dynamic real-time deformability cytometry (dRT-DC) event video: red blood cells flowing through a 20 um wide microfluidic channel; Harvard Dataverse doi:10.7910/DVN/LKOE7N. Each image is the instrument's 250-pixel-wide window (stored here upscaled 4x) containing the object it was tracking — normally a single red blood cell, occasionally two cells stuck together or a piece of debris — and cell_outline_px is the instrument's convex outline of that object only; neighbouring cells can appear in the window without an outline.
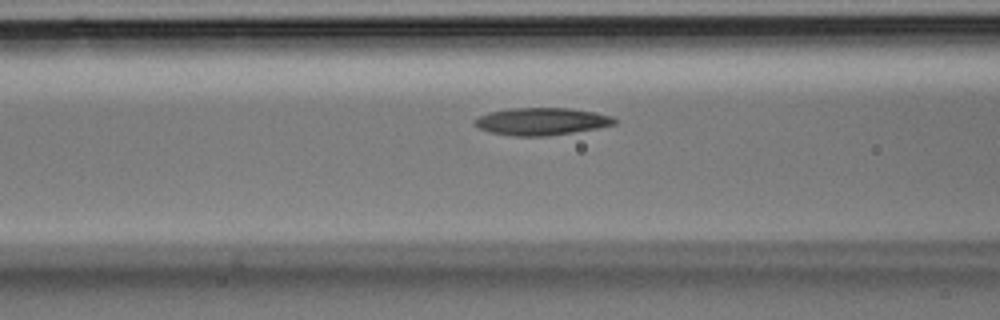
{"species": "Egyptian fruit bat (a non-hibernating species)", "species_latin": "Rousettus aegyptiacus", "temperature_condition": "room temperature", "stored_images_in_passage": 26, "camera_frame_rate_fps": 3000, "um_per_image_px": 0.085, "animal": {"sex": "male"}, "frame": {"image": 1, "passage_image": 9, "time_ms": 2.667, "image_size_px": [1000, 320], "cell_outline_px": [[616, 124], [596, 128], [548, 136], [512, 136], [492, 132], [480, 128], [472, 124], [472, 120], [488, 112], [508, 108], [568, 108], [596, 112], [612, 116], [616, 120]], "centroid_in_image_um": [46.0, 10.31], "position_along_channel_um": 120.6, "area_um2": 22.31}}
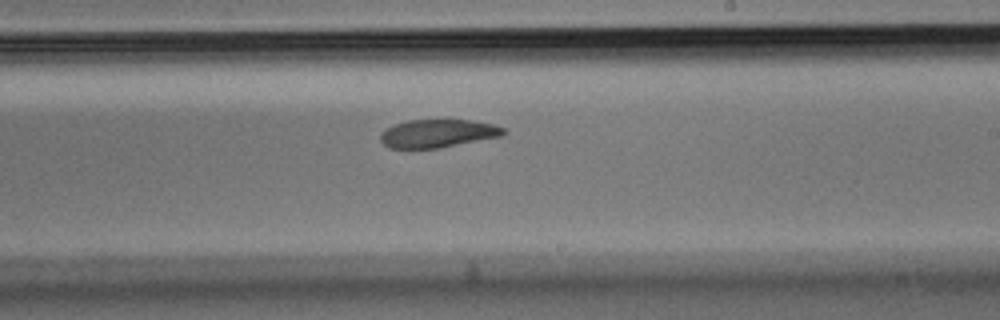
{"frame": {"image": 2, "passage_image": 16, "time_ms": 5.0, "image_size_px": [1000, 320], "cell_outline_px": [[508, 132], [504, 136], [440, 148], [388, 148], [380, 140], [380, 132], [396, 124], [408, 120], [472, 120], [492, 124], [504, 128]], "centroid_in_image_um": [37.25, 11.35], "position_along_channel_um": 251.7, "area_um2": 20.29}}
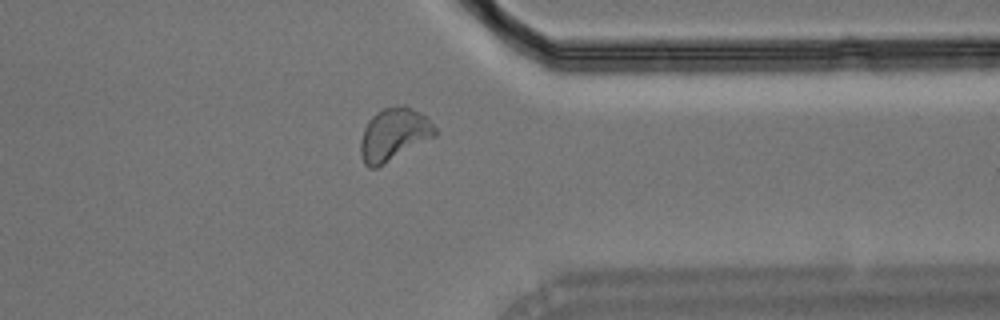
{"frame": {"image": 3, "passage_image": 23, "time_ms": 7.333, "image_size_px": [1000, 320], "cell_outline_px": [[440, 132], [436, 136], [384, 164], [376, 168], [368, 168], [364, 164], [360, 156], [360, 140], [364, 128], [368, 120], [376, 112], [384, 108], [400, 104], [404, 104], [420, 112]], "centroid_in_image_um": [33.47, 11.43], "position_along_channel_um": 377.9, "area_um2": 23.06}}